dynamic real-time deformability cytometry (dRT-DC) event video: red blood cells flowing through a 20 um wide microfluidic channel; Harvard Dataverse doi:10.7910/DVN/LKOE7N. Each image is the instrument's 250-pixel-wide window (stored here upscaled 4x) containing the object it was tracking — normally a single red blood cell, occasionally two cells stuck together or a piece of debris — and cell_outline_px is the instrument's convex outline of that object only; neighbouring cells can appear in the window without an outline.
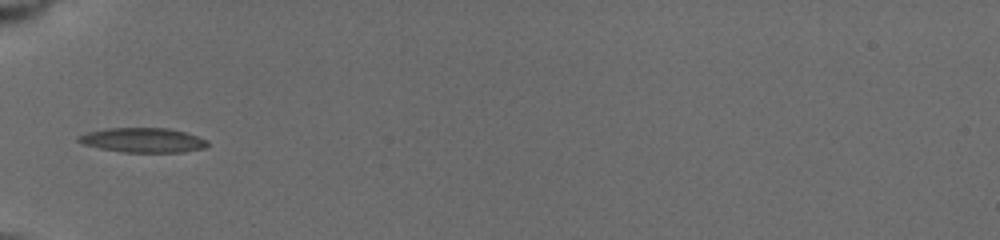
{"species": "common noctule bat (a hibernating species)", "species_latin": "Nyctalus noctula", "temperature_condition": "cold", "stored_images_in_passage": 5, "camera_frame_rate_fps": 3000, "um_per_image_px": 0.085, "animal": {"sex": "female", "body_mass_g": 19.5, "forearm_length_mm": 54.1}, "frame": {"image": 1, "passage_image": 1, "time_ms": 0.0, "image_size_px": [1000, 240], "cell_outline_px": [[208, 144], [204, 148], [180, 152], [124, 152], [100, 148], [84, 144], [76, 140], [76, 136], [88, 132], [108, 128], [168, 128], [184, 132], [208, 140]], "centroid_in_image_um": [12.13, 11.91], "position_along_channel_um": 72.9, "area_um2": 18.32}}
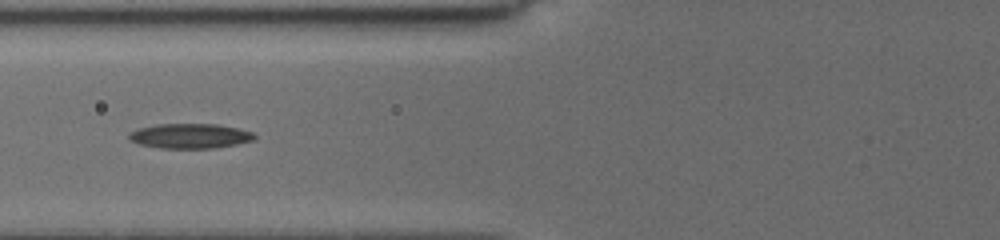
{"frame": {"image": 2, "passage_image": 3, "time_ms": 1.0, "image_size_px": [1000, 240], "cell_outline_px": [[256, 136], [252, 140], [236, 144], [212, 148], [160, 148], [140, 144], [128, 140], [128, 136], [136, 128], [156, 124], [216, 124], [236, 128], [252, 132]], "centroid_in_image_um": [16.1, 11.55], "position_along_channel_um": 109.7, "area_um2": 18.03}}